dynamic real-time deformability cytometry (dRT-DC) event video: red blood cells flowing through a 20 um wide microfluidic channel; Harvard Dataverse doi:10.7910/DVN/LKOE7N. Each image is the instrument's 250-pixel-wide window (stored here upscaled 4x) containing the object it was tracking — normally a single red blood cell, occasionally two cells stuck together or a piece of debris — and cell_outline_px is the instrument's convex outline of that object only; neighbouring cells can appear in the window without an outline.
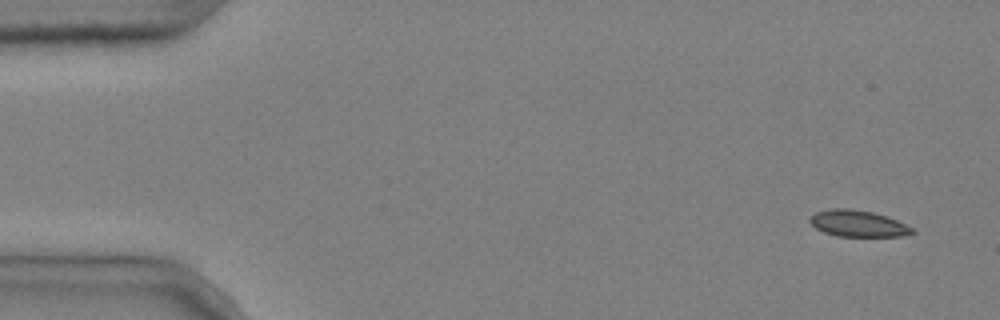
{"species": "common noctule bat (a hibernating species)", "species_latin": "Nyctalus noctula", "temperature_condition": "cold", "stored_images_in_passage": 5, "camera_frame_rate_fps": 3000, "um_per_image_px": 0.085, "animal": {"sex": "male", "body_mass_g": 20.4}, "frame": {"image": 1, "passage_image": 1, "time_ms": 0.0, "image_size_px": [1000, 320], "cell_outline_px": [[916, 232], [900, 236], [836, 236], [824, 232], [816, 228], [808, 220], [808, 216], [816, 212], [832, 208], [848, 208], [872, 212], [896, 220], [912, 228]], "centroid_in_image_um": [72.86, 18.99], "position_along_channel_um": 12.1, "area_um2": 15.61}}
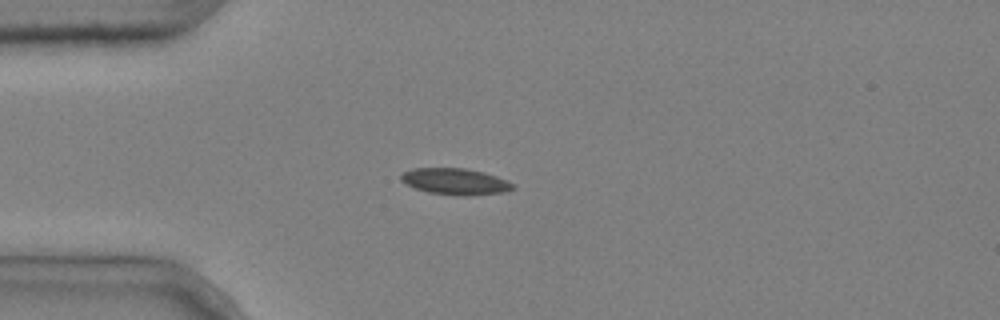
{"frame": {"image": 2, "passage_image": 4, "time_ms": 1.0, "image_size_px": [1000, 320], "cell_outline_px": [[516, 188], [504, 192], [468, 196], [464, 196], [428, 192], [404, 184], [400, 180], [400, 176], [404, 172], [412, 168], [464, 168], [484, 172], [508, 180], [516, 184]], "centroid_in_image_um": [38.73, 15.43], "position_along_channel_um": 46.3, "area_um2": 17.34}}